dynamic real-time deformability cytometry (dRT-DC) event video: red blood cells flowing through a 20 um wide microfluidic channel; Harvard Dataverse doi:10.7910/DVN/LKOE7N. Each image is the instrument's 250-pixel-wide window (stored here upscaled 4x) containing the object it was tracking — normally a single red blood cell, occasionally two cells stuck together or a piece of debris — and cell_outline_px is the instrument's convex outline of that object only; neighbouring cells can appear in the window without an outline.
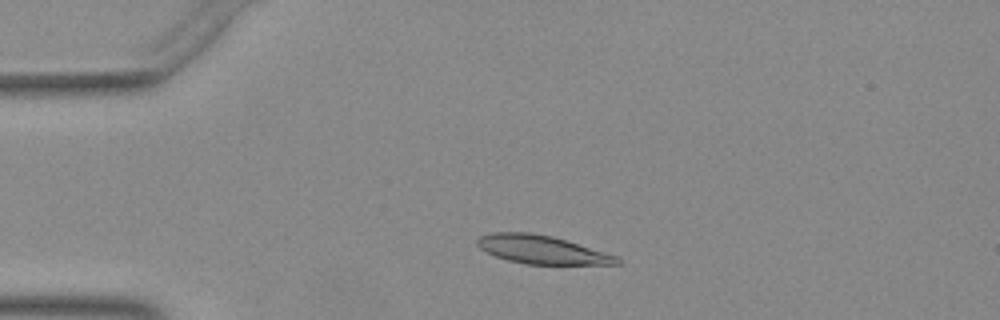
{"species": "Egyptian fruit bat (a non-hibernating species)", "species_latin": "Rousettus aegyptiacus", "temperature_condition": "warm", "stored_images_in_passage": 2, "camera_frame_rate_fps": 3000, "um_per_image_px": 0.085, "animal": {"sex": "female"}, "frame": {"image": 1, "passage_image": 2, "time_ms": 0.333, "image_size_px": [1000, 320], "cell_outline_px": [[620, 264], [528, 264], [508, 260], [496, 256], [480, 248], [476, 244], [476, 240], [480, 236], [492, 232], [532, 232], [552, 236], [604, 252], [616, 256], [620, 260]], "centroid_in_image_um": [46.01, 21.21], "position_along_channel_um": 39.0, "area_um2": 22.77}}